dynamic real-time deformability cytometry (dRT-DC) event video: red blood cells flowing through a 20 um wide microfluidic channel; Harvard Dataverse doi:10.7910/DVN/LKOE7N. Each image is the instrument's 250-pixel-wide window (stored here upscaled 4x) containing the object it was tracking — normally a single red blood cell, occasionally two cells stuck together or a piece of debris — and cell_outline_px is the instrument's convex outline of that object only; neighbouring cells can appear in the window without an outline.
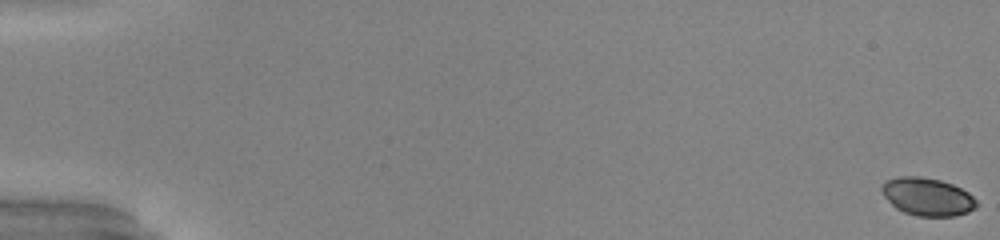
{"species": "common noctule bat (a hibernating species)", "species_latin": "Nyctalus noctula", "temperature_condition": "warm", "stored_images_in_passage": 54, "camera_frame_rate_fps": 3000, "um_per_image_px": 0.085, "animal": {"sex": "male", "body_mass_g": 20.0, "forearm_length_mm": 53.3}, "frame": {"image": 1, "passage_image": 1, "time_ms": 0.0, "image_size_px": [1000, 240], "cell_outline_px": [[980, 204], [976, 208], [968, 212], [956, 216], [916, 216], [904, 212], [896, 208], [880, 192], [880, 188], [888, 180], [900, 176], [920, 176], [940, 180], [952, 184], [968, 192]], "centroid_in_image_um": [78.85, 16.73], "position_along_channel_um": 6.1, "area_um2": 20.98}}
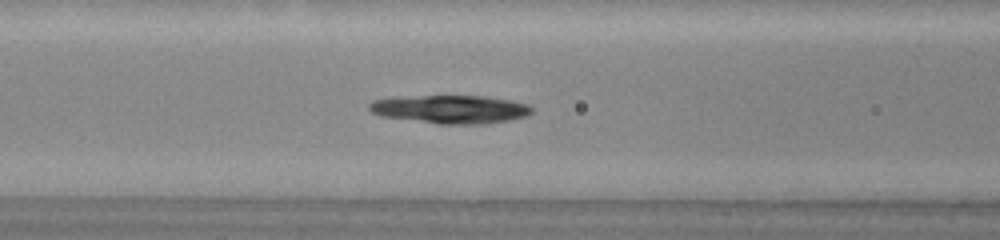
{"frame": {"image": 2, "passage_image": 24, "time_ms": 7.667, "image_size_px": [1000, 240], "cell_outline_px": [[532, 112], [528, 116], [508, 120], [484, 124], [436, 124], [380, 116], [372, 112], [368, 108], [368, 104], [372, 100], [392, 96], [484, 96], [508, 100], [528, 104], [532, 108]], "centroid_in_image_um": [38.23, 9.28], "position_along_channel_um": 128.4, "area_um2": 27.11}}
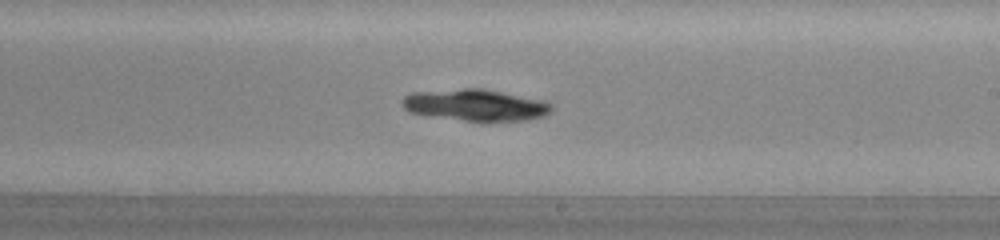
{"frame": {"image": 3, "passage_image": 33, "time_ms": 10.667, "image_size_px": [1000, 240], "cell_outline_px": [[552, 112], [544, 116], [528, 120], [484, 124], [432, 116], [408, 112], [400, 104], [400, 100], [404, 96], [412, 92], [464, 88], [484, 88], [544, 100], [552, 104]], "centroid_in_image_um": [40.44, 8.96], "position_along_channel_um": 248.6, "area_um2": 28.67}, "authors_computed_cell_mechanics": {"area_um2": 24.3627, "velocity_mm_per_s": 4.0165, "shape_relaxation_time_tau1_ms": 5.0474, "shape_relaxation_time_tau2_ms": null, "deformation_change_tau1": 0.124, "deformation_change_tau2": null}}